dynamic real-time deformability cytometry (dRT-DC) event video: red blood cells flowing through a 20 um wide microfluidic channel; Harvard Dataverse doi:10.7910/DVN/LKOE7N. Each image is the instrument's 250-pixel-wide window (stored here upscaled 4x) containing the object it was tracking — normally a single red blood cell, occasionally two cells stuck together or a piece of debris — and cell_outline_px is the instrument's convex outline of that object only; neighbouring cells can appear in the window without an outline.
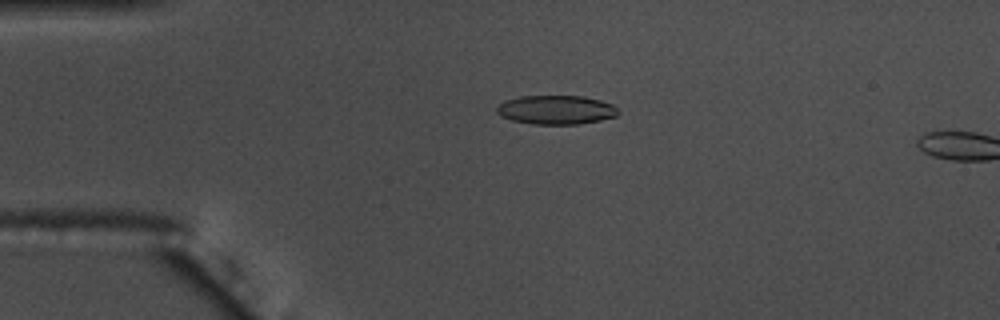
{"species": "common noctule bat (a hibernating species)", "species_latin": "Nyctalus noctula", "temperature_condition": "warm", "stored_images_in_passage": 16, "camera_frame_rate_fps": 3000, "um_per_image_px": 0.085, "animal": {"sex": "male", "body_mass_g": 17.5, "forearm_length_mm": 52.3}, "frame": {"image": 1, "passage_image": 14, "time_ms": 4.333, "image_size_px": [1000, 320], "cell_outline_px": [[620, 112], [616, 116], [600, 120], [580, 124], [532, 124], [512, 120], [500, 116], [496, 112], [496, 108], [504, 100], [520, 96], [584, 96], [600, 100], [612, 104]], "centroid_in_image_um": [47.25, 9.33], "position_along_channel_um": 37.7, "area_um2": 20.58}}